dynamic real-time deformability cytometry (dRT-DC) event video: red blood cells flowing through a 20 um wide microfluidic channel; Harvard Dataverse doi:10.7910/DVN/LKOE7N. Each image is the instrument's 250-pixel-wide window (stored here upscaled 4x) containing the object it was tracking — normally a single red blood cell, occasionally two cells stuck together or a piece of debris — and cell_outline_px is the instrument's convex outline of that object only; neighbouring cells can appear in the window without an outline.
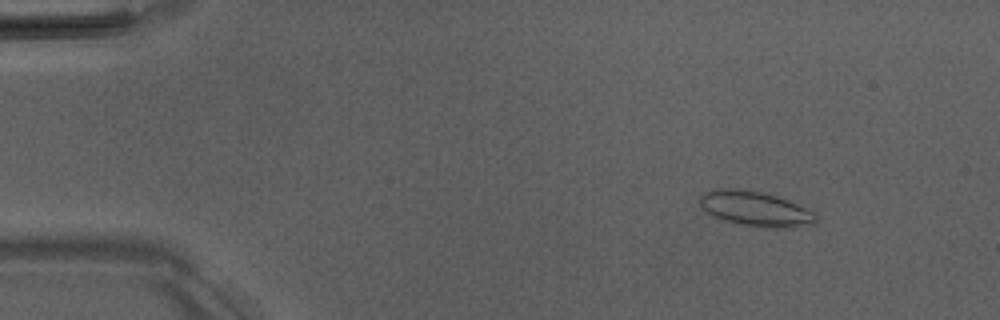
{"species": "Egyptian fruit bat (a non-hibernating species)", "species_latin": "Rousettus aegyptiacus", "temperature_condition": "room temperature", "stored_images_in_passage": 6, "camera_frame_rate_fps": 3000, "um_per_image_px": 0.085, "animal": {"sex": "male"}, "frame": {"image": 1, "passage_image": 2, "time_ms": 1.0, "image_size_px": [1000, 320], "cell_outline_px": [[816, 220], [812, 224], [784, 228], [768, 228], [744, 224], [724, 220], [712, 216], [704, 212], [700, 204], [700, 196], [704, 192], [720, 188], [736, 188], [760, 192], [776, 196], [788, 200], [816, 212]], "centroid_in_image_um": [64.19, 17.74], "position_along_channel_um": 20.8, "area_um2": 23.52}}